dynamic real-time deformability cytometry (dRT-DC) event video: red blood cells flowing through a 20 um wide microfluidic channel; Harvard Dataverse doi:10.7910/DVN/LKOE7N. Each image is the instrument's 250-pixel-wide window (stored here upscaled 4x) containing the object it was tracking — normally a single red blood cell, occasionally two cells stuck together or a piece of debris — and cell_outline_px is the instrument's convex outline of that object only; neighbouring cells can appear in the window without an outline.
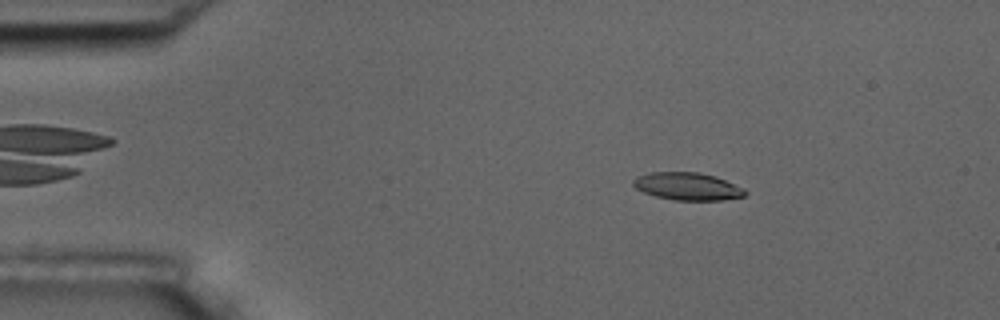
{"species": "common noctule bat (a hibernating species)", "species_latin": "Nyctalus noctula", "temperature_condition": "room temperature", "stored_images_in_passage": 49, "camera_frame_rate_fps": 3000, "um_per_image_px": 0.085, "animal": {"sex": "male", "body_mass_g": 17.5, "forearm_length_mm": 52.3}, "frame": {"image": 1, "passage_image": 2, "time_ms": 0.333, "image_size_px": [1000, 320], "cell_outline_px": [[748, 192], [744, 196], [720, 200], [676, 200], [656, 196], [644, 192], [636, 188], [632, 184], [632, 180], [636, 176], [652, 172], [700, 172], [716, 176], [744, 188]], "centroid_in_image_um": [58.44, 15.83], "position_along_channel_um": 26.6, "area_um2": 17.98}}
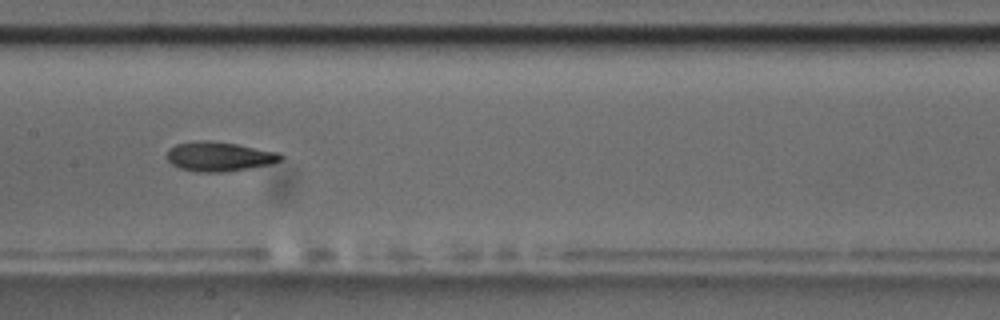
{"frame": {"image": 2, "passage_image": 21, "time_ms": 6.667, "image_size_px": [1000, 320], "cell_outline_px": [[284, 156], [280, 160], [272, 164], [224, 172], [196, 172], [180, 168], [172, 164], [164, 156], [168, 148], [176, 144], [196, 140], [212, 140], [236, 144], [280, 152]], "centroid_in_image_um": [18.6, 13.29], "position_along_channel_um": 188.8, "area_um2": 19.83}}
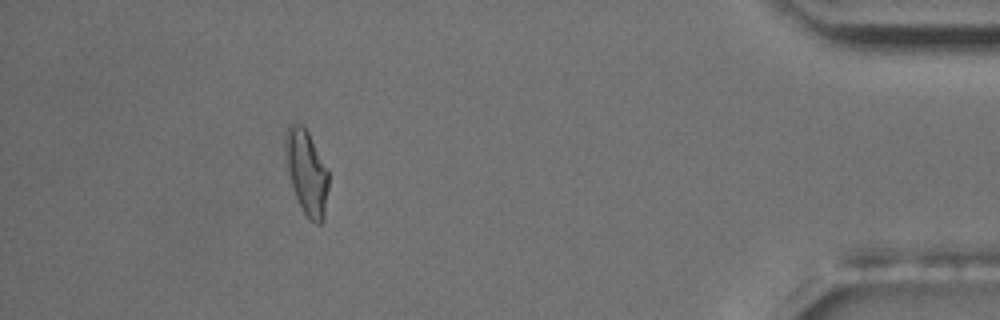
{"frame": {"image": 3, "passage_image": 44, "time_ms": 14.333, "image_size_px": [1000, 320], "cell_outline_px": [[328, 188], [324, 216], [320, 224], [316, 224], [304, 212], [296, 196], [288, 172], [284, 148], [284, 132], [288, 124], [300, 124], [308, 132], [328, 172]], "centroid_in_image_um": [26.04, 14.6], "position_along_channel_um": 409.2, "area_um2": 20.81}, "authors_computed_cell_mechanics": {"area_um2": 19.3052, "velocity_mm_per_s": 3.5788, "shape_relaxation_time_tau1_ms": 5.1297, "shape_relaxation_time_tau2_ms": 3.3132, "deformation_change_tau1": 0.1893, "deformation_change_tau2": 0.0924}}